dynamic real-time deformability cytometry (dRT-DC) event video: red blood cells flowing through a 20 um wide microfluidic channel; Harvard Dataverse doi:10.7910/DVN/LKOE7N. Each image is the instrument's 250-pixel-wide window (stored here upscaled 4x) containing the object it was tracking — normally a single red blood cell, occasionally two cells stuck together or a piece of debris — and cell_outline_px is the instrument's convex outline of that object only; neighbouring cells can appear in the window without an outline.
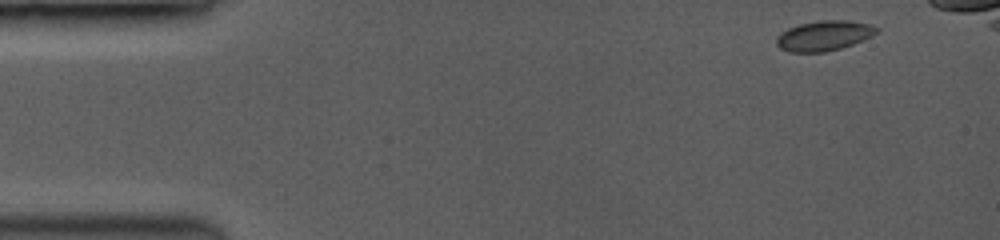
{"species": "common noctule bat (a hibernating species)", "species_latin": "Nyctalus noctula", "temperature_condition": "room temperature", "stored_images_in_passage": 15, "camera_frame_rate_fps": 3500, "um_per_image_px": 0.085, "animal": {"sex": "female", "body_mass_g": 19.0, "forearm_length_mm": 53.3}, "frame": {"image": 1, "passage_image": 1, "time_ms": 0.0, "image_size_px": [1000, 240], "cell_outline_px": [[876, 32], [852, 44], [840, 48], [824, 52], [792, 52], [780, 48], [776, 44], [776, 40], [788, 28], [800, 24], [824, 20], [844, 20], [868, 24], [876, 28]], "centroid_in_image_um": [69.99, 3.04], "position_along_channel_um": 15.0, "area_um2": 16.82}}